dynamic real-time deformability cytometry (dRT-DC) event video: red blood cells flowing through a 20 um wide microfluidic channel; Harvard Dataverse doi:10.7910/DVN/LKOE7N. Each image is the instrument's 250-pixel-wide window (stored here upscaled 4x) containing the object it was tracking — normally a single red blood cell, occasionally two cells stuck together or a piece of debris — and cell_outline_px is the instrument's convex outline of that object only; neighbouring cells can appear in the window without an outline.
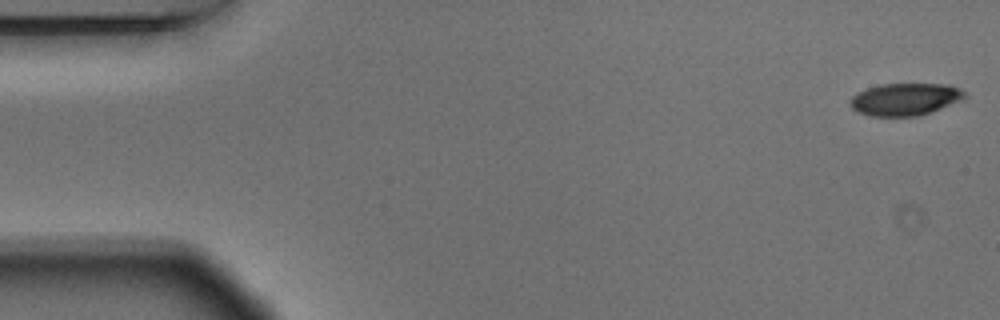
{"species": "Egyptian fruit bat (a non-hibernating species)", "species_latin": "Rousettus aegyptiacus", "temperature_condition": "warm", "stored_images_in_passage": 54, "camera_frame_rate_fps": 3000, "um_per_image_px": 0.085, "animal": {"sex": "male"}, "frame": {"image": 1, "passage_image": 1, "time_ms": 0.0, "image_size_px": [1000, 320], "cell_outline_px": [[968, 96], [964, 100], [920, 116], [872, 116], [856, 112], [848, 104], [852, 96], [856, 92], [880, 84], [948, 84], [960, 88]], "centroid_in_image_um": [76.95, 8.44], "position_along_channel_um": 8.1, "area_um2": 21.91}}
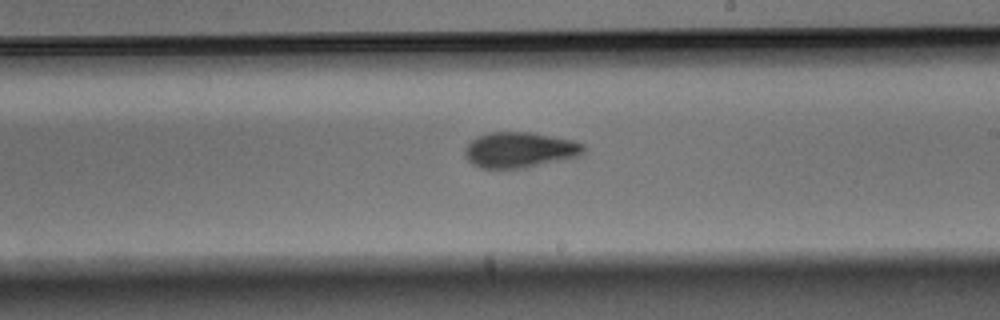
{"frame": {"image": 2, "passage_image": 31, "time_ms": 10.0, "image_size_px": [1000, 320], "cell_outline_px": [[588, 148], [580, 156], [524, 168], [480, 168], [472, 164], [464, 156], [464, 148], [476, 136], [492, 132], [532, 132], [572, 140], [584, 144]], "centroid_in_image_um": [44.18, 12.74], "position_along_channel_um": 244.8, "area_um2": 24.8}}
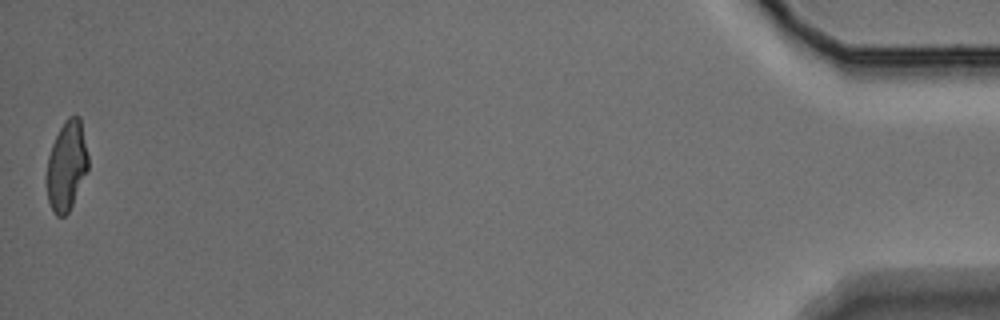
{"frame": {"image": 3, "passage_image": 54, "time_ms": 17.667, "image_size_px": [1000, 320], "cell_outline_px": [[88, 168], [72, 204], [68, 212], [64, 216], [56, 216], [48, 200], [48, 156], [52, 144], [64, 120], [68, 116], [80, 116], [88, 156]], "centroid_in_image_um": [5.68, 14.05], "position_along_channel_um": 429.5, "area_um2": 21.1}, "authors_computed_cell_mechanics": {"area_um2": 23.4957, "velocity_mm_per_s": 3.6799, "shape_relaxation_time_tau1_ms": 4.2805, "shape_relaxation_time_tau2_ms": 2.9069, "deformation_change_tau1": 0.1605, "deformation_change_tau2": 0.0961}}